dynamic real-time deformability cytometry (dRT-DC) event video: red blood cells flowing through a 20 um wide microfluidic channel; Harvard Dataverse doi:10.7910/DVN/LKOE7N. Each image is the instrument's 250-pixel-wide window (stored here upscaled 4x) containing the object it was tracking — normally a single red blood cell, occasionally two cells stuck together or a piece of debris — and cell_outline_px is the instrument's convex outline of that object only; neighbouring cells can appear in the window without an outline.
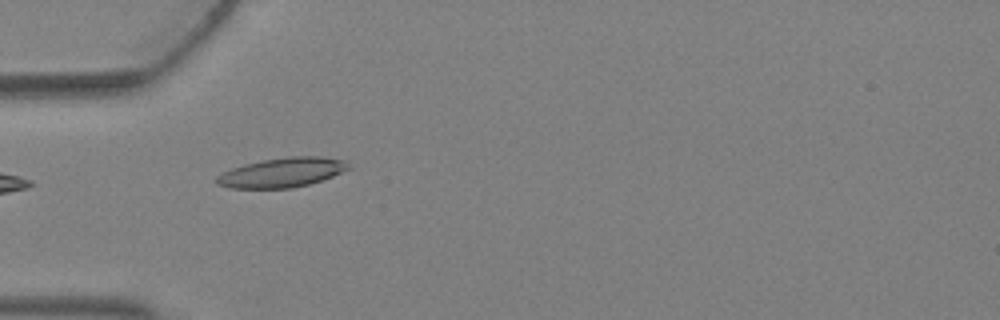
{"species": "Egyptian fruit bat (a non-hibernating species)", "species_latin": "Rousettus aegyptiacus", "temperature_condition": "warm", "stored_images_in_passage": 3, "camera_frame_rate_fps": 3000, "um_per_image_px": 0.085, "animal": {"sex": "female"}, "frame": {"image": 1, "passage_image": 3, "time_ms": 0.667, "image_size_px": [1000, 320], "cell_outline_px": [[352, 168], [332, 176], [308, 184], [292, 188], [228, 188], [216, 184], [216, 176], [220, 172], [244, 164], [264, 160], [288, 156], [320, 156], [344, 160]], "centroid_in_image_um": [23.94, 14.66], "position_along_channel_um": 61.1, "area_um2": 22.72}}